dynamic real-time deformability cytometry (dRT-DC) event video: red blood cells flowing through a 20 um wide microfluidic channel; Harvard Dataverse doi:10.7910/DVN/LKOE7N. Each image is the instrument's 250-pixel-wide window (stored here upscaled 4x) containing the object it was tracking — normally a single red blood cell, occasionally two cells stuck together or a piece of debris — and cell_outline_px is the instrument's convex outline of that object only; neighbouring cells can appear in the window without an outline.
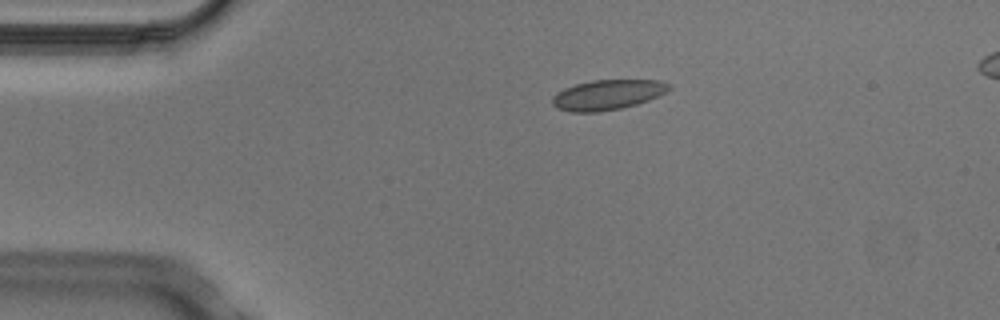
{"species": "Egyptian fruit bat (a non-hibernating species)", "species_latin": "Rousettus aegyptiacus", "temperature_condition": "cold", "stored_images_in_passage": 5, "camera_frame_rate_fps": 3000, "um_per_image_px": 0.085, "animal": {"sex": "male"}, "frame": {"image": 1, "passage_image": 3, "time_ms": 0.667, "image_size_px": [1000, 320], "cell_outline_px": [[672, 88], [648, 100], [636, 104], [620, 108], [596, 112], [568, 112], [556, 108], [552, 104], [552, 96], [556, 92], [564, 88], [576, 84], [592, 80], [660, 80], [668, 84]], "centroid_in_image_um": [51.58, 8.06], "position_along_channel_um": 33.4, "area_um2": 20.35}}